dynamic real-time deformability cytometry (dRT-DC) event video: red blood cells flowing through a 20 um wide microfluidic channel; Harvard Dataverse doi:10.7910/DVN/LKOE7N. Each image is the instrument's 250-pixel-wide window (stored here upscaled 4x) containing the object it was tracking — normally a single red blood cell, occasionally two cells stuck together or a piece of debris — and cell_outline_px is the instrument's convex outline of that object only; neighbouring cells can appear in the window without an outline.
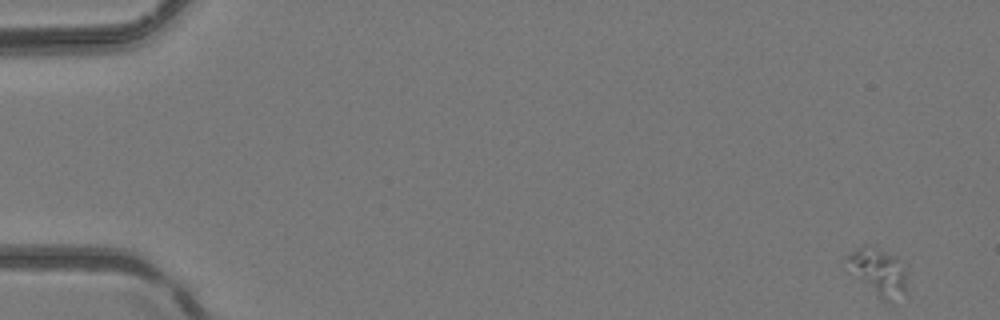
{"species": "common noctule bat (a hibernating species)", "species_latin": "Nyctalus noctula", "temperature_condition": "room temperature", "stored_images_in_passage": 5, "camera_frame_rate_fps": 3000, "um_per_image_px": 0.085, "animal": {"sex": "female", "body_mass_g": 24.6, "forearm_length_mm": 56.2}, "frame": {"image": 1, "passage_image": 1, "time_ms": 0.0, "image_size_px": [1000, 320], "cell_outline_px": [[908, 296], [892, 304], [888, 304], [864, 280], [844, 256], [864, 244], [876, 248], [896, 256], [900, 260], [904, 268], [908, 292]], "centroid_in_image_um": [74.84, 23.14], "position_along_channel_um": 10.2, "area_um2": 15.78}}
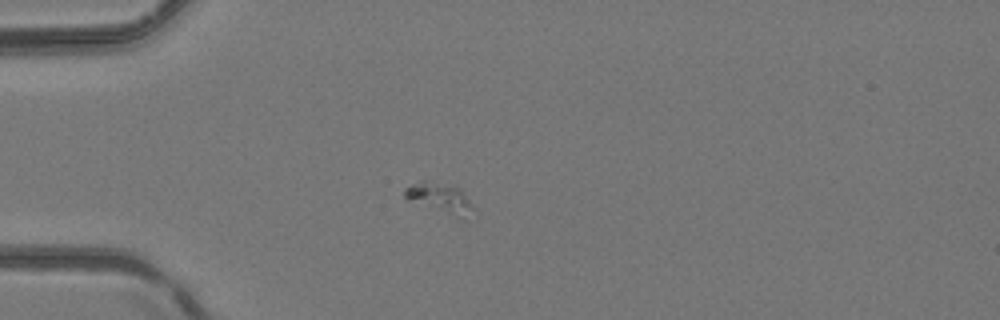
{"frame": {"image": 2, "passage_image": 4, "time_ms": 1.0, "image_size_px": [1000, 320], "cell_outline_px": [[472, 208], [468, 220], [460, 220], [404, 196], [404, 188], [420, 180], [424, 180], [460, 188], [472, 204]], "centroid_in_image_um": [37.46, 16.86], "position_along_channel_um": 47.5, "area_um2": 11.73}}